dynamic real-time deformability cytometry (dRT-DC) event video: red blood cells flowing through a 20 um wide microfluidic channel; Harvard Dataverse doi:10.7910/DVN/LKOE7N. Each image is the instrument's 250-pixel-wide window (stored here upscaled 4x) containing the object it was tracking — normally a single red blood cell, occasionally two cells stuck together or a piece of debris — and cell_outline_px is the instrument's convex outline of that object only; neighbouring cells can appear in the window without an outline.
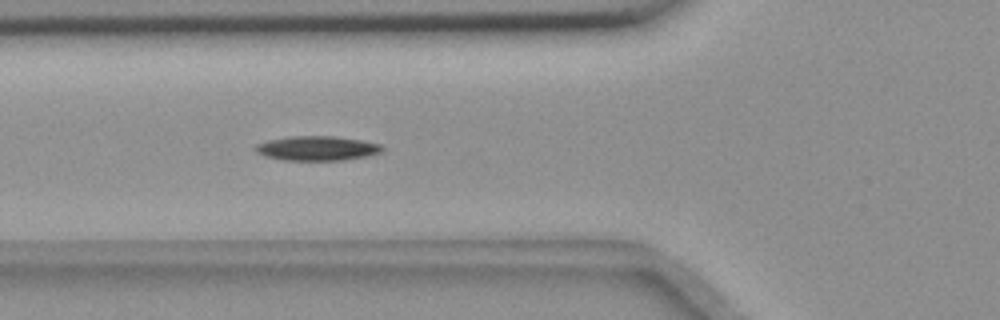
{"species": "common noctule bat (a hibernating species)", "species_latin": "Nyctalus noctula", "temperature_condition": "room temperature", "stored_images_in_passage": 43, "camera_frame_rate_fps": 3000, "um_per_image_px": 0.085, "animal": {"sex": "female", "body_mass_g": 18.4}, "frame": {"image": 1, "passage_image": 7, "time_ms": 2.0, "image_size_px": [1000, 320], "cell_outline_px": [[384, 148], [380, 152], [364, 156], [344, 160], [284, 160], [264, 156], [256, 152], [256, 144], [268, 140], [288, 136], [332, 136], [364, 140], [380, 144]], "centroid_in_image_um": [26.93, 12.6], "position_along_channel_um": 98.9, "area_um2": 18.03}}
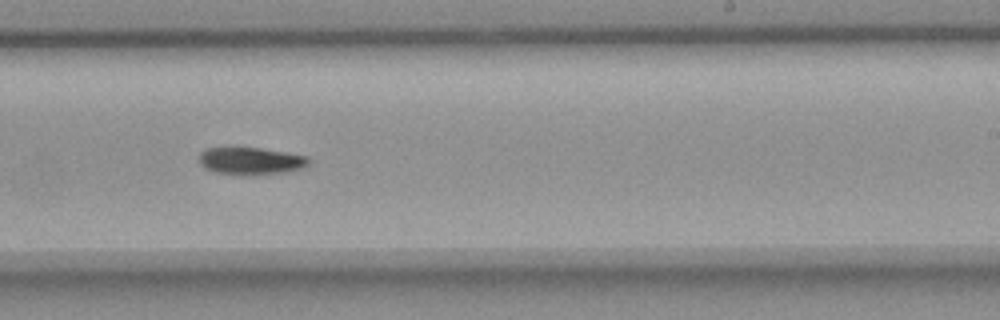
{"frame": {"image": 2, "passage_image": 21, "time_ms": 6.667, "image_size_px": [1000, 320], "cell_outline_px": [[312, 160], [304, 168], [284, 172], [244, 176], [240, 176], [216, 172], [200, 164], [200, 152], [208, 148], [228, 144], [236, 144], [308, 156]], "centroid_in_image_um": [21.29, 13.63], "position_along_channel_um": 267.7, "area_um2": 18.32}}
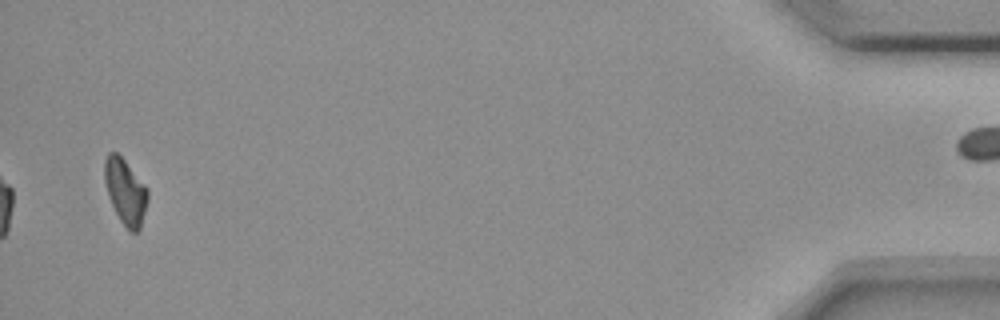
{"frame": {"image": 3, "passage_image": 41, "time_ms": 13.333, "image_size_px": [1000, 320], "cell_outline_px": [[148, 200], [140, 228], [136, 232], [132, 232], [120, 220], [108, 196], [104, 180], [104, 160], [108, 152], [116, 152], [124, 160], [148, 188]], "centroid_in_image_um": [10.65, 16.26], "position_along_channel_um": 424.5, "area_um2": 16.3}, "authors_computed_cell_mechanics": {"area_um2": 17.34, "velocity_mm_per_s": 3.6279, "shape_relaxation_time_tau1_ms": 6.1009, "shape_relaxation_time_tau2_ms": null, "deformation_change_tau1": 0.146, "deformation_change_tau2": null}}